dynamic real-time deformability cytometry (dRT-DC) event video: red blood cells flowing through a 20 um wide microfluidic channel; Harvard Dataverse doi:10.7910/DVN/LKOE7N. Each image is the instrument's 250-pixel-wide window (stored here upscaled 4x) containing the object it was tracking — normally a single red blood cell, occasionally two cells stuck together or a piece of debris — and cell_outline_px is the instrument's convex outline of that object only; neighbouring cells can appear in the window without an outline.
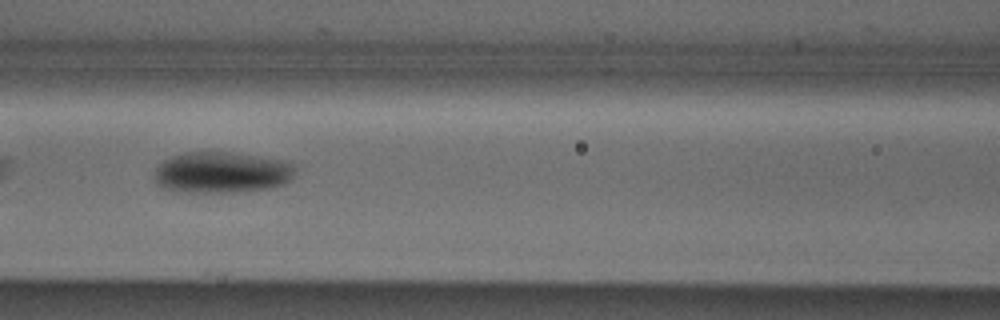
{"species": "Egyptian fruit bat (a non-hibernating species)", "species_latin": "Rousettus aegyptiacus", "temperature_condition": "cold", "stored_images_in_passage": 51, "camera_frame_rate_fps": 3000, "um_per_image_px": 0.085, "animal": {"sex": "male"}, "frame": {"image": 1, "passage_image": 23, "time_ms": 7.333, "image_size_px": [1000, 320], "cell_outline_px": [[296, 176], [284, 184], [268, 188], [232, 192], [176, 192], [160, 188], [152, 180], [156, 168], [164, 160], [172, 156], [184, 152], [232, 152], [280, 160], [292, 164], [296, 168]], "centroid_in_image_um": [18.8, 14.67], "position_along_channel_um": 147.8, "area_um2": 34.16}}
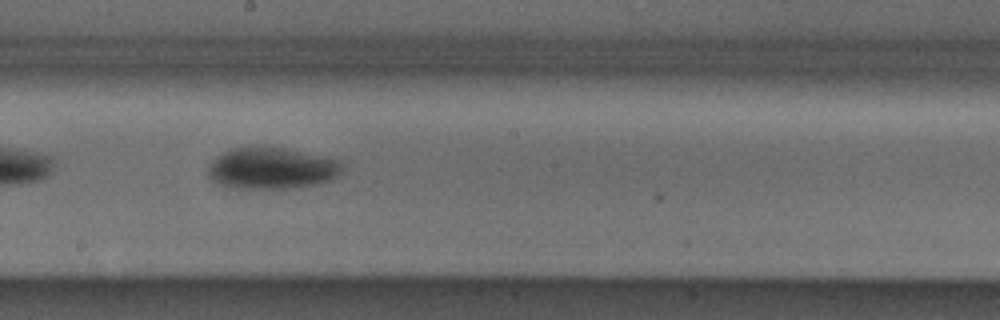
{"frame": {"image": 2, "passage_image": 29, "time_ms": 9.333, "image_size_px": [1000, 320], "cell_outline_px": [[344, 168], [332, 180], [316, 184], [296, 188], [232, 188], [216, 184], [208, 176], [208, 164], [216, 156], [232, 148], [248, 144], [264, 144], [340, 160], [344, 164]], "centroid_in_image_um": [23.04, 14.27], "position_along_channel_um": 225.2, "area_um2": 33.35}}
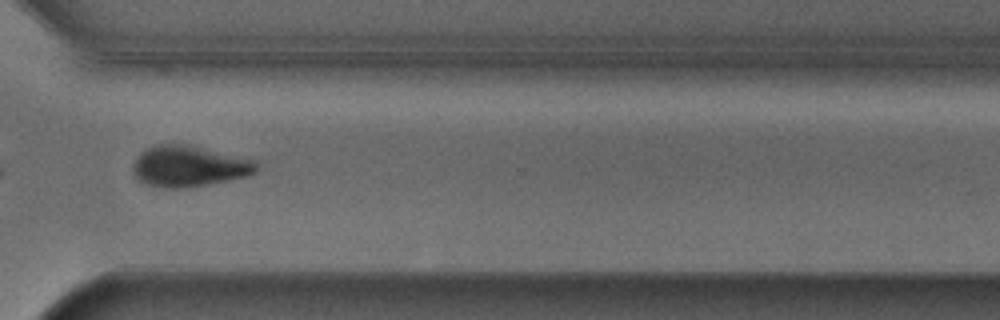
{"frame": {"image": 3, "passage_image": 39, "time_ms": 12.667, "image_size_px": [1000, 320], "cell_outline_px": [[260, 168], [256, 172], [248, 176], [208, 184], [184, 188], [168, 188], [144, 184], [132, 172], [132, 164], [136, 156], [140, 152], [156, 144], [192, 144], [252, 160]], "centroid_in_image_um": [16.03, 14.12], "position_along_channel_um": 354.6, "area_um2": 29.65}}